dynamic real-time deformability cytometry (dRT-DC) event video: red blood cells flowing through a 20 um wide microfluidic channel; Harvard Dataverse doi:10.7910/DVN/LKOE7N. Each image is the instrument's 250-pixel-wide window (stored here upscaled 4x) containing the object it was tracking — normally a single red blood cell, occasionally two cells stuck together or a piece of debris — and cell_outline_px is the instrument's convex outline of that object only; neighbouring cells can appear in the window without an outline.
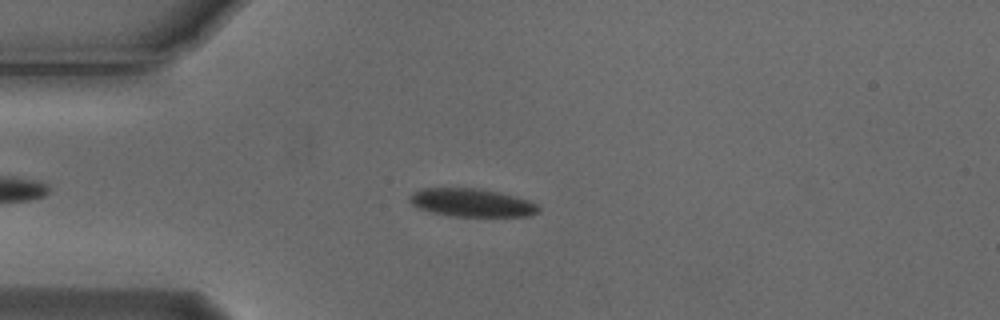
{"species": "Egyptian fruit bat (a non-hibernating species)", "species_latin": "Rousettus aegyptiacus", "temperature_condition": "cold", "stored_images_in_passage": 4, "camera_frame_rate_fps": 3000, "um_per_image_px": 0.085, "animal": {"sex": "male"}, "frame": {"image": 1, "passage_image": 2, "time_ms": 0.333, "image_size_px": [1000, 320], "cell_outline_px": [[540, 212], [528, 216], [448, 216], [432, 212], [420, 208], [412, 204], [408, 200], [408, 196], [412, 192], [420, 188], [480, 188], [528, 200], [536, 204], [540, 208]], "centroid_in_image_um": [40.05, 17.22], "position_along_channel_um": 44.9, "area_um2": 21.1}}
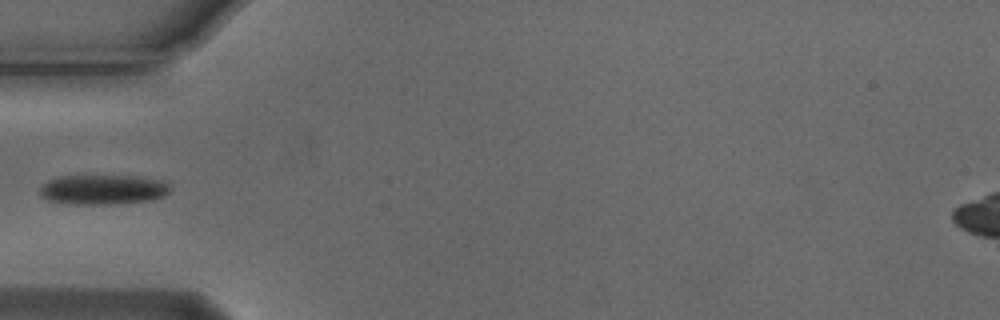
{"frame": {"image": 2, "passage_image": 3, "time_ms": 0.667, "image_size_px": [1000, 320], "cell_outline_px": [[172, 188], [164, 196], [152, 200], [108, 204], [68, 204], [48, 200], [40, 196], [40, 188], [48, 180], [60, 176], [136, 176], [164, 180]], "centroid_in_image_um": [8.77, 16.11], "position_along_channel_um": 76.2, "area_um2": 22.72}}
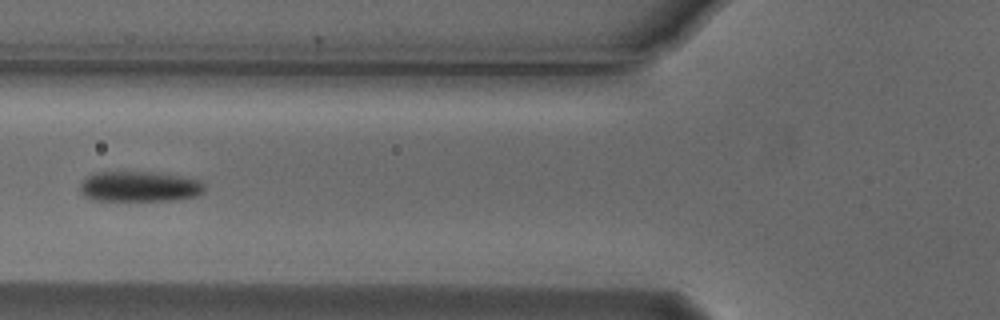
{"frame": {"image": 3, "passage_image": 4, "time_ms": 1.0, "image_size_px": [1000, 320], "cell_outline_px": [[204, 192], [196, 196], [172, 200], [92, 200], [84, 196], [80, 192], [80, 184], [88, 176], [96, 172], [148, 172], [180, 176], [200, 180], [204, 184]], "centroid_in_image_um": [11.84, 15.86], "position_along_channel_um": 114.0, "area_um2": 21.91}}